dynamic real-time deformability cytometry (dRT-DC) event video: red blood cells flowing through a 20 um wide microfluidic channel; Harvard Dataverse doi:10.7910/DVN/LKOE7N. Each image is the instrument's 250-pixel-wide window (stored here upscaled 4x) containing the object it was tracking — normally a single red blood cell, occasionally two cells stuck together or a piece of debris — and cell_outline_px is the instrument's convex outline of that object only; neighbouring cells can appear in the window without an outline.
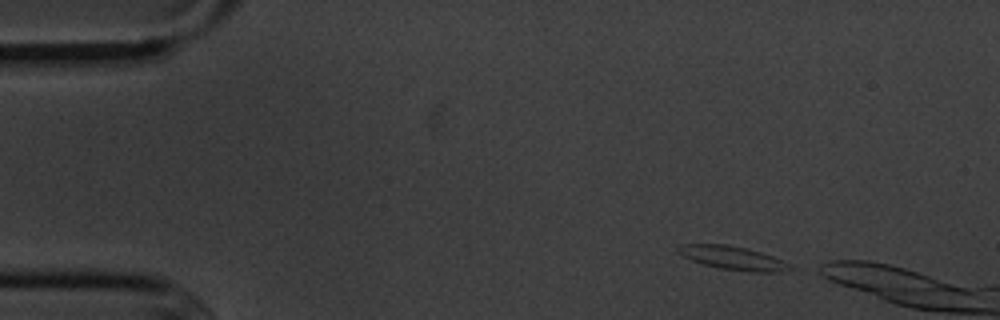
{"species": "common noctule bat (a hibernating species)", "species_latin": "Nyctalus noctula", "temperature_condition": "cold", "stored_images_in_passage": 8, "camera_frame_rate_fps": 3000, "um_per_image_px": 0.085, "animal": {"sex": "male", "body_mass_g": 20.1, "forearm_length_mm": 53.5}, "frame": {"image": 1, "passage_image": 1, "time_ms": 0.0, "image_size_px": [1000, 320], "cell_outline_px": [[796, 268], [788, 272], [752, 272], [720, 268], [704, 264], [692, 260], [676, 252], [676, 248], [680, 244], [728, 244], [748, 248], [784, 260], [792, 264]], "centroid_in_image_um": [62.38, 21.93], "position_along_channel_um": 22.6, "area_um2": 15.66}}